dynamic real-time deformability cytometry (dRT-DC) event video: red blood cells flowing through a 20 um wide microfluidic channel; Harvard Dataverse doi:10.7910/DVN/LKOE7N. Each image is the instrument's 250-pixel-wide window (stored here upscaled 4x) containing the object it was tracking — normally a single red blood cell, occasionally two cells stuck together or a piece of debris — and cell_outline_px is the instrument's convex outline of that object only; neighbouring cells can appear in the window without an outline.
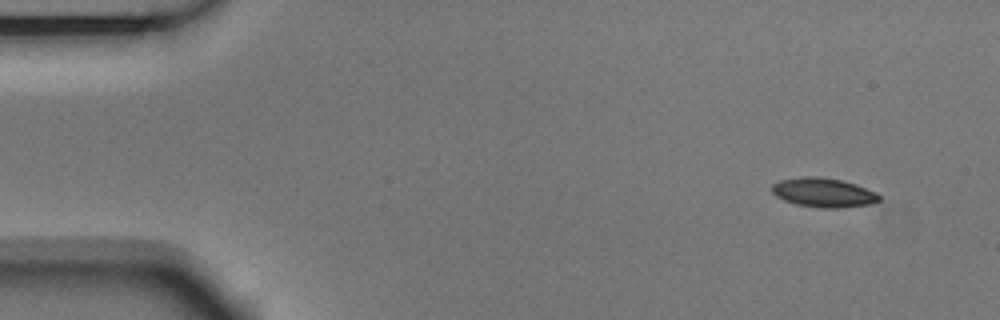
{"species": "Egyptian fruit bat (a non-hibernating species)", "species_latin": "Rousettus aegyptiacus", "temperature_condition": "room temperature", "stored_images_in_passage": 4, "segment_of_instrument_passage": [1, 2], "camera_frame_rate_fps": 3000, "um_per_image_px": 0.085, "animal": {"sex": "male"}, "frame": {"image": 1, "passage_image": 1, "time_ms": 0.0, "image_size_px": [1000, 320], "cell_outline_px": [[880, 200], [872, 204], [836, 208], [820, 208], [796, 204], [784, 200], [776, 196], [772, 192], [772, 184], [780, 180], [800, 176], [816, 176], [840, 180], [856, 184], [876, 192], [880, 196]], "centroid_in_image_um": [69.99, 16.36], "position_along_channel_um": 15.0, "area_um2": 18.32}}